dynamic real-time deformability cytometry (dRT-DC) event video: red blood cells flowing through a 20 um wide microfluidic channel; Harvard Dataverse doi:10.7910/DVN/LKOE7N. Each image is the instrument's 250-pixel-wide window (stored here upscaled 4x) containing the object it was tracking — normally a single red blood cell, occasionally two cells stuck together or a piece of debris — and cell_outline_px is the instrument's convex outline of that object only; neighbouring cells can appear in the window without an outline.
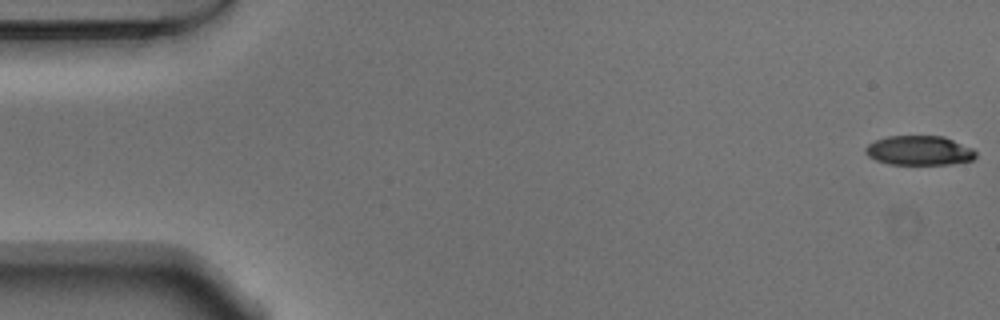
{"species": "Egyptian fruit bat (a non-hibernating species)", "species_latin": "Rousettus aegyptiacus", "temperature_condition": "warm", "stored_images_in_passage": 16, "camera_frame_rate_fps": 3000, "um_per_image_px": 0.085, "animal": {"sex": "male"}, "frame": {"image": 1, "passage_image": 1, "time_ms": 0.0, "image_size_px": [1000, 320], "cell_outline_px": [[976, 156], [972, 160], [952, 164], [888, 164], [876, 160], [868, 156], [864, 152], [864, 148], [868, 144], [876, 140], [888, 136], [944, 136], [972, 148], [976, 152]], "centroid_in_image_um": [78.12, 12.79], "position_along_channel_um": 6.9, "area_um2": 18.96}}